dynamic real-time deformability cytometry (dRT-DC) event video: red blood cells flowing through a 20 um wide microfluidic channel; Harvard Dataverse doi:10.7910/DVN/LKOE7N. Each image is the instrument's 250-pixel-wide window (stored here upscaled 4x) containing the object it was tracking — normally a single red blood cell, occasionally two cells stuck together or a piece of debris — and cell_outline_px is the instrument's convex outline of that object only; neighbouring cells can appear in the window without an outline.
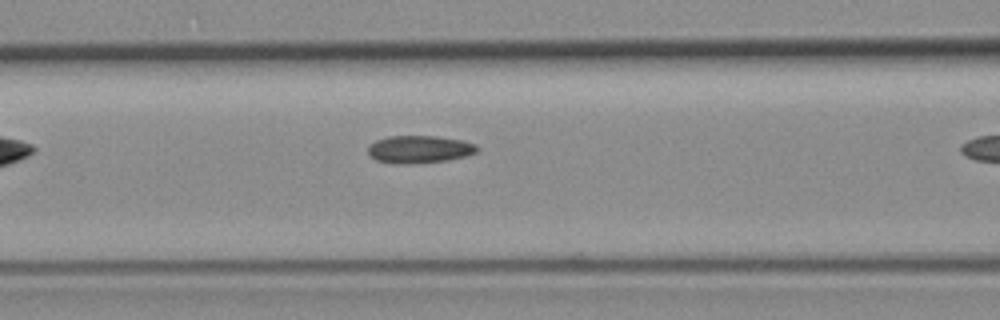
{"species": "common noctule bat (a hibernating species)", "species_latin": "Nyctalus noctula", "temperature_condition": "room temperature", "stored_images_in_passage": 6, "camera_frame_rate_fps": 3000, "um_per_image_px": 0.085, "animal": {"sex": "female", "body_mass_g": 19.3, "forearm_length_mm": 54.1}, "frame": {"image": 1, "passage_image": 5, "time_ms": 1.333, "image_size_px": [1000, 320], "cell_outline_px": [[480, 148], [476, 152], [464, 156], [448, 160], [412, 164], [396, 164], [376, 160], [368, 156], [368, 144], [376, 140], [388, 136], [436, 136], [460, 140], [476, 144]], "centroid_in_image_um": [35.6, 12.69], "position_along_channel_um": 131.0, "area_um2": 17.69}}